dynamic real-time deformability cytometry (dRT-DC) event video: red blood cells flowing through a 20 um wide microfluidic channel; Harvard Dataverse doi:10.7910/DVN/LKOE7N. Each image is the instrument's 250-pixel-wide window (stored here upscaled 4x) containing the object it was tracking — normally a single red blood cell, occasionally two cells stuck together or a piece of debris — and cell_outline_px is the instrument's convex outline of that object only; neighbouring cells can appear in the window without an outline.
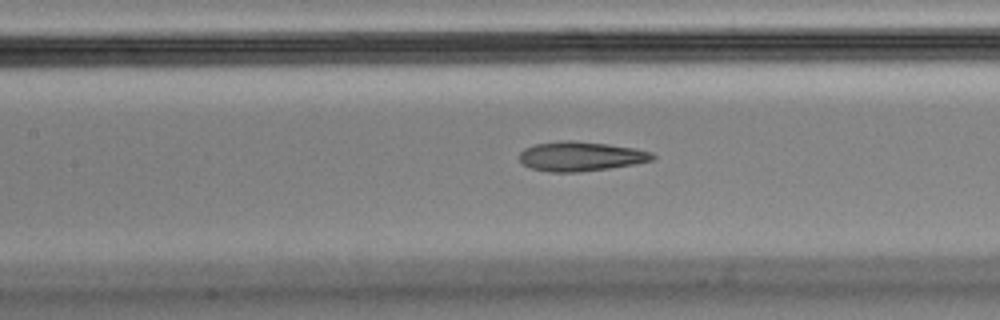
{"species": "Egyptian fruit bat (a non-hibernating species)", "species_latin": "Rousettus aegyptiacus", "temperature_condition": "cold", "stored_images_in_passage": 25, "camera_frame_rate_fps": 3000, "um_per_image_px": 0.085, "animal": {"sex": "male"}, "frame": {"image": 1, "passage_image": 8, "time_ms": 2.333, "image_size_px": [1000, 320], "cell_outline_px": [[656, 160], [636, 164], [608, 168], [576, 172], [548, 172], [532, 168], [524, 164], [520, 160], [520, 152], [524, 148], [536, 144], [560, 140], [572, 140], [608, 144], [636, 148], [652, 152], [656, 156]], "centroid_in_image_um": [49.41, 13.28], "position_along_channel_um": 158.0, "area_um2": 23.0}}